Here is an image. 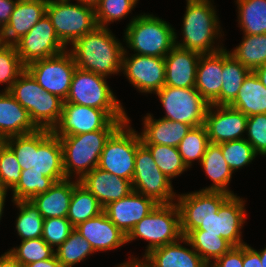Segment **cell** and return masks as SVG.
<instances>
[{
  "instance_id": "cell-9",
  "label": "cell",
  "mask_w": 266,
  "mask_h": 267,
  "mask_svg": "<svg viewBox=\"0 0 266 267\" xmlns=\"http://www.w3.org/2000/svg\"><path fill=\"white\" fill-rule=\"evenodd\" d=\"M46 14L51 19L56 35L66 47L97 26L95 8L81 2L72 4L70 0H50Z\"/></svg>"
},
{
  "instance_id": "cell-8",
  "label": "cell",
  "mask_w": 266,
  "mask_h": 267,
  "mask_svg": "<svg viewBox=\"0 0 266 267\" xmlns=\"http://www.w3.org/2000/svg\"><path fill=\"white\" fill-rule=\"evenodd\" d=\"M130 121L128 118L107 139L98 168L132 181L136 151L142 141L140 135L129 125Z\"/></svg>"
},
{
  "instance_id": "cell-34",
  "label": "cell",
  "mask_w": 266,
  "mask_h": 267,
  "mask_svg": "<svg viewBox=\"0 0 266 267\" xmlns=\"http://www.w3.org/2000/svg\"><path fill=\"white\" fill-rule=\"evenodd\" d=\"M103 207L97 198L80 182L74 187L67 214L68 220L75 228L80 223L98 216Z\"/></svg>"
},
{
  "instance_id": "cell-24",
  "label": "cell",
  "mask_w": 266,
  "mask_h": 267,
  "mask_svg": "<svg viewBox=\"0 0 266 267\" xmlns=\"http://www.w3.org/2000/svg\"><path fill=\"white\" fill-rule=\"evenodd\" d=\"M80 183L97 198L103 208L110 202L128 196L133 191L132 181L98 167L87 173Z\"/></svg>"
},
{
  "instance_id": "cell-47",
  "label": "cell",
  "mask_w": 266,
  "mask_h": 267,
  "mask_svg": "<svg viewBox=\"0 0 266 267\" xmlns=\"http://www.w3.org/2000/svg\"><path fill=\"white\" fill-rule=\"evenodd\" d=\"M21 166L13 151L0 141V175L7 190H12L21 178Z\"/></svg>"
},
{
  "instance_id": "cell-51",
  "label": "cell",
  "mask_w": 266,
  "mask_h": 267,
  "mask_svg": "<svg viewBox=\"0 0 266 267\" xmlns=\"http://www.w3.org/2000/svg\"><path fill=\"white\" fill-rule=\"evenodd\" d=\"M243 267H262L259 253L247 243L243 245Z\"/></svg>"
},
{
  "instance_id": "cell-42",
  "label": "cell",
  "mask_w": 266,
  "mask_h": 267,
  "mask_svg": "<svg viewBox=\"0 0 266 267\" xmlns=\"http://www.w3.org/2000/svg\"><path fill=\"white\" fill-rule=\"evenodd\" d=\"M10 254L23 266L55 255V249L40 237L21 241L18 247L9 250Z\"/></svg>"
},
{
  "instance_id": "cell-58",
  "label": "cell",
  "mask_w": 266,
  "mask_h": 267,
  "mask_svg": "<svg viewBox=\"0 0 266 267\" xmlns=\"http://www.w3.org/2000/svg\"><path fill=\"white\" fill-rule=\"evenodd\" d=\"M76 1L95 8L101 0H76Z\"/></svg>"
},
{
  "instance_id": "cell-53",
  "label": "cell",
  "mask_w": 266,
  "mask_h": 267,
  "mask_svg": "<svg viewBox=\"0 0 266 267\" xmlns=\"http://www.w3.org/2000/svg\"><path fill=\"white\" fill-rule=\"evenodd\" d=\"M25 267H63V265L54 255L52 258L36 261L26 265Z\"/></svg>"
},
{
  "instance_id": "cell-54",
  "label": "cell",
  "mask_w": 266,
  "mask_h": 267,
  "mask_svg": "<svg viewBox=\"0 0 266 267\" xmlns=\"http://www.w3.org/2000/svg\"><path fill=\"white\" fill-rule=\"evenodd\" d=\"M0 267H23L9 251L0 256Z\"/></svg>"
},
{
  "instance_id": "cell-43",
  "label": "cell",
  "mask_w": 266,
  "mask_h": 267,
  "mask_svg": "<svg viewBox=\"0 0 266 267\" xmlns=\"http://www.w3.org/2000/svg\"><path fill=\"white\" fill-rule=\"evenodd\" d=\"M138 0H101L95 7L97 26L108 28V24L119 21L135 8Z\"/></svg>"
},
{
  "instance_id": "cell-27",
  "label": "cell",
  "mask_w": 266,
  "mask_h": 267,
  "mask_svg": "<svg viewBox=\"0 0 266 267\" xmlns=\"http://www.w3.org/2000/svg\"><path fill=\"white\" fill-rule=\"evenodd\" d=\"M37 130L28 111L8 91H2L0 93V141Z\"/></svg>"
},
{
  "instance_id": "cell-46",
  "label": "cell",
  "mask_w": 266,
  "mask_h": 267,
  "mask_svg": "<svg viewBox=\"0 0 266 267\" xmlns=\"http://www.w3.org/2000/svg\"><path fill=\"white\" fill-rule=\"evenodd\" d=\"M218 145L221 147L223 157L233 173L249 165L257 156L253 147L245 138L224 142Z\"/></svg>"
},
{
  "instance_id": "cell-40",
  "label": "cell",
  "mask_w": 266,
  "mask_h": 267,
  "mask_svg": "<svg viewBox=\"0 0 266 267\" xmlns=\"http://www.w3.org/2000/svg\"><path fill=\"white\" fill-rule=\"evenodd\" d=\"M210 144L208 132L205 125L193 127L177 146L182 160L189 169L194 160L201 163L207 146Z\"/></svg>"
},
{
  "instance_id": "cell-41",
  "label": "cell",
  "mask_w": 266,
  "mask_h": 267,
  "mask_svg": "<svg viewBox=\"0 0 266 267\" xmlns=\"http://www.w3.org/2000/svg\"><path fill=\"white\" fill-rule=\"evenodd\" d=\"M145 146L150 150L160 171L170 180L181 176L180 174L188 169L184 164L177 147L160 144Z\"/></svg>"
},
{
  "instance_id": "cell-2",
  "label": "cell",
  "mask_w": 266,
  "mask_h": 267,
  "mask_svg": "<svg viewBox=\"0 0 266 267\" xmlns=\"http://www.w3.org/2000/svg\"><path fill=\"white\" fill-rule=\"evenodd\" d=\"M187 6L183 18L181 43L177 41L175 32V45L183 49L204 54H213L223 50L220 44L214 46L215 40L222 37L219 17L211 0H186ZM221 30V31H220Z\"/></svg>"
},
{
  "instance_id": "cell-18",
  "label": "cell",
  "mask_w": 266,
  "mask_h": 267,
  "mask_svg": "<svg viewBox=\"0 0 266 267\" xmlns=\"http://www.w3.org/2000/svg\"><path fill=\"white\" fill-rule=\"evenodd\" d=\"M247 120L246 115L231 106L209 105L204 125L210 143L221 144L244 139Z\"/></svg>"
},
{
  "instance_id": "cell-16",
  "label": "cell",
  "mask_w": 266,
  "mask_h": 267,
  "mask_svg": "<svg viewBox=\"0 0 266 267\" xmlns=\"http://www.w3.org/2000/svg\"><path fill=\"white\" fill-rule=\"evenodd\" d=\"M245 200L231 195L213 216L202 220L195 230H204V234H221L232 246L246 244L242 240V227L246 220Z\"/></svg>"
},
{
  "instance_id": "cell-28",
  "label": "cell",
  "mask_w": 266,
  "mask_h": 267,
  "mask_svg": "<svg viewBox=\"0 0 266 267\" xmlns=\"http://www.w3.org/2000/svg\"><path fill=\"white\" fill-rule=\"evenodd\" d=\"M144 129L139 133L144 145H166L177 147L191 126L178 121L164 118L154 119L150 113L144 116Z\"/></svg>"
},
{
  "instance_id": "cell-39",
  "label": "cell",
  "mask_w": 266,
  "mask_h": 267,
  "mask_svg": "<svg viewBox=\"0 0 266 267\" xmlns=\"http://www.w3.org/2000/svg\"><path fill=\"white\" fill-rule=\"evenodd\" d=\"M93 253L95 251L90 243L75 228L69 237L55 249V256L63 267H73Z\"/></svg>"
},
{
  "instance_id": "cell-4",
  "label": "cell",
  "mask_w": 266,
  "mask_h": 267,
  "mask_svg": "<svg viewBox=\"0 0 266 267\" xmlns=\"http://www.w3.org/2000/svg\"><path fill=\"white\" fill-rule=\"evenodd\" d=\"M25 108L38 129L53 130L62 113L63 100L46 92L25 70L8 91Z\"/></svg>"
},
{
  "instance_id": "cell-10",
  "label": "cell",
  "mask_w": 266,
  "mask_h": 267,
  "mask_svg": "<svg viewBox=\"0 0 266 267\" xmlns=\"http://www.w3.org/2000/svg\"><path fill=\"white\" fill-rule=\"evenodd\" d=\"M132 186L133 191L153 198L158 204L174 203L177 197L172 181L160 171L143 143L137 147Z\"/></svg>"
},
{
  "instance_id": "cell-56",
  "label": "cell",
  "mask_w": 266,
  "mask_h": 267,
  "mask_svg": "<svg viewBox=\"0 0 266 267\" xmlns=\"http://www.w3.org/2000/svg\"><path fill=\"white\" fill-rule=\"evenodd\" d=\"M128 259L129 260L127 262L121 263L117 267H145L138 258L130 257Z\"/></svg>"
},
{
  "instance_id": "cell-30",
  "label": "cell",
  "mask_w": 266,
  "mask_h": 267,
  "mask_svg": "<svg viewBox=\"0 0 266 267\" xmlns=\"http://www.w3.org/2000/svg\"><path fill=\"white\" fill-rule=\"evenodd\" d=\"M200 165L206 176L213 181L209 187L200 189V191H222L230 195H237L228 188L233 171L224 159L221 147L218 144L210 143L207 146Z\"/></svg>"
},
{
  "instance_id": "cell-55",
  "label": "cell",
  "mask_w": 266,
  "mask_h": 267,
  "mask_svg": "<svg viewBox=\"0 0 266 267\" xmlns=\"http://www.w3.org/2000/svg\"><path fill=\"white\" fill-rule=\"evenodd\" d=\"M254 72L263 84V86L266 87V63L256 68Z\"/></svg>"
},
{
  "instance_id": "cell-23",
  "label": "cell",
  "mask_w": 266,
  "mask_h": 267,
  "mask_svg": "<svg viewBox=\"0 0 266 267\" xmlns=\"http://www.w3.org/2000/svg\"><path fill=\"white\" fill-rule=\"evenodd\" d=\"M201 54L174 46L164 57L165 86L175 88L195 87L197 65Z\"/></svg>"
},
{
  "instance_id": "cell-61",
  "label": "cell",
  "mask_w": 266,
  "mask_h": 267,
  "mask_svg": "<svg viewBox=\"0 0 266 267\" xmlns=\"http://www.w3.org/2000/svg\"><path fill=\"white\" fill-rule=\"evenodd\" d=\"M1 191H8V190L4 187L3 181H2V178H1V175H0V192Z\"/></svg>"
},
{
  "instance_id": "cell-17",
  "label": "cell",
  "mask_w": 266,
  "mask_h": 267,
  "mask_svg": "<svg viewBox=\"0 0 266 267\" xmlns=\"http://www.w3.org/2000/svg\"><path fill=\"white\" fill-rule=\"evenodd\" d=\"M124 49L122 73L141 93H156L165 86V59L161 57L131 54Z\"/></svg>"
},
{
  "instance_id": "cell-50",
  "label": "cell",
  "mask_w": 266,
  "mask_h": 267,
  "mask_svg": "<svg viewBox=\"0 0 266 267\" xmlns=\"http://www.w3.org/2000/svg\"><path fill=\"white\" fill-rule=\"evenodd\" d=\"M209 267H243V245L232 246L221 257L214 260Z\"/></svg>"
},
{
  "instance_id": "cell-6",
  "label": "cell",
  "mask_w": 266,
  "mask_h": 267,
  "mask_svg": "<svg viewBox=\"0 0 266 267\" xmlns=\"http://www.w3.org/2000/svg\"><path fill=\"white\" fill-rule=\"evenodd\" d=\"M114 131L97 130L59 137L63 150L65 177L71 179L73 176L80 181L87 173L98 167L105 142Z\"/></svg>"
},
{
  "instance_id": "cell-26",
  "label": "cell",
  "mask_w": 266,
  "mask_h": 267,
  "mask_svg": "<svg viewBox=\"0 0 266 267\" xmlns=\"http://www.w3.org/2000/svg\"><path fill=\"white\" fill-rule=\"evenodd\" d=\"M47 0H17L3 28L5 44H14L46 14Z\"/></svg>"
},
{
  "instance_id": "cell-11",
  "label": "cell",
  "mask_w": 266,
  "mask_h": 267,
  "mask_svg": "<svg viewBox=\"0 0 266 267\" xmlns=\"http://www.w3.org/2000/svg\"><path fill=\"white\" fill-rule=\"evenodd\" d=\"M155 94L166 111L162 118L182 122L192 128L204 125L209 104L195 87L164 86Z\"/></svg>"
},
{
  "instance_id": "cell-52",
  "label": "cell",
  "mask_w": 266,
  "mask_h": 267,
  "mask_svg": "<svg viewBox=\"0 0 266 267\" xmlns=\"http://www.w3.org/2000/svg\"><path fill=\"white\" fill-rule=\"evenodd\" d=\"M17 0H0V27L3 29L13 12Z\"/></svg>"
},
{
  "instance_id": "cell-29",
  "label": "cell",
  "mask_w": 266,
  "mask_h": 267,
  "mask_svg": "<svg viewBox=\"0 0 266 267\" xmlns=\"http://www.w3.org/2000/svg\"><path fill=\"white\" fill-rule=\"evenodd\" d=\"M72 179L66 178L55 182L47 192L38 194L30 200L44 219L67 217L73 189L80 182Z\"/></svg>"
},
{
  "instance_id": "cell-15",
  "label": "cell",
  "mask_w": 266,
  "mask_h": 267,
  "mask_svg": "<svg viewBox=\"0 0 266 267\" xmlns=\"http://www.w3.org/2000/svg\"><path fill=\"white\" fill-rule=\"evenodd\" d=\"M231 195L222 191H195L178 194L175 202L180 213L182 236L197 229L202 220L213 216Z\"/></svg>"
},
{
  "instance_id": "cell-3",
  "label": "cell",
  "mask_w": 266,
  "mask_h": 267,
  "mask_svg": "<svg viewBox=\"0 0 266 267\" xmlns=\"http://www.w3.org/2000/svg\"><path fill=\"white\" fill-rule=\"evenodd\" d=\"M131 18L123 38L135 54L164 58L175 46V29L153 14Z\"/></svg>"
},
{
  "instance_id": "cell-32",
  "label": "cell",
  "mask_w": 266,
  "mask_h": 267,
  "mask_svg": "<svg viewBox=\"0 0 266 267\" xmlns=\"http://www.w3.org/2000/svg\"><path fill=\"white\" fill-rule=\"evenodd\" d=\"M223 84L221 87V106H229L236 98L243 80L250 70L231 53L223 49Z\"/></svg>"
},
{
  "instance_id": "cell-36",
  "label": "cell",
  "mask_w": 266,
  "mask_h": 267,
  "mask_svg": "<svg viewBox=\"0 0 266 267\" xmlns=\"http://www.w3.org/2000/svg\"><path fill=\"white\" fill-rule=\"evenodd\" d=\"M230 53L250 71L266 63V33L244 34L241 43Z\"/></svg>"
},
{
  "instance_id": "cell-25",
  "label": "cell",
  "mask_w": 266,
  "mask_h": 267,
  "mask_svg": "<svg viewBox=\"0 0 266 267\" xmlns=\"http://www.w3.org/2000/svg\"><path fill=\"white\" fill-rule=\"evenodd\" d=\"M183 237L178 241L152 249L140 262L145 267H209L192 248H186Z\"/></svg>"
},
{
  "instance_id": "cell-31",
  "label": "cell",
  "mask_w": 266,
  "mask_h": 267,
  "mask_svg": "<svg viewBox=\"0 0 266 267\" xmlns=\"http://www.w3.org/2000/svg\"><path fill=\"white\" fill-rule=\"evenodd\" d=\"M229 106L247 117L266 113V87L254 71H250L245 77L235 100Z\"/></svg>"
},
{
  "instance_id": "cell-22",
  "label": "cell",
  "mask_w": 266,
  "mask_h": 267,
  "mask_svg": "<svg viewBox=\"0 0 266 267\" xmlns=\"http://www.w3.org/2000/svg\"><path fill=\"white\" fill-rule=\"evenodd\" d=\"M223 50L200 56L195 88L209 105L221 106V87L223 84Z\"/></svg>"
},
{
  "instance_id": "cell-60",
  "label": "cell",
  "mask_w": 266,
  "mask_h": 267,
  "mask_svg": "<svg viewBox=\"0 0 266 267\" xmlns=\"http://www.w3.org/2000/svg\"><path fill=\"white\" fill-rule=\"evenodd\" d=\"M5 45L3 37V29L0 27V48Z\"/></svg>"
},
{
  "instance_id": "cell-19",
  "label": "cell",
  "mask_w": 266,
  "mask_h": 267,
  "mask_svg": "<svg viewBox=\"0 0 266 267\" xmlns=\"http://www.w3.org/2000/svg\"><path fill=\"white\" fill-rule=\"evenodd\" d=\"M158 203L151 197L132 191L128 196L110 202L103 208L108 218L126 236Z\"/></svg>"
},
{
  "instance_id": "cell-57",
  "label": "cell",
  "mask_w": 266,
  "mask_h": 267,
  "mask_svg": "<svg viewBox=\"0 0 266 267\" xmlns=\"http://www.w3.org/2000/svg\"><path fill=\"white\" fill-rule=\"evenodd\" d=\"M7 194V191H1L0 192V220H1V217H2V214H3V209H4V206H5V199H6V195Z\"/></svg>"
},
{
  "instance_id": "cell-59",
  "label": "cell",
  "mask_w": 266,
  "mask_h": 267,
  "mask_svg": "<svg viewBox=\"0 0 266 267\" xmlns=\"http://www.w3.org/2000/svg\"><path fill=\"white\" fill-rule=\"evenodd\" d=\"M257 252L260 255L262 267H266V247L264 249H261L260 251H257Z\"/></svg>"
},
{
  "instance_id": "cell-33",
  "label": "cell",
  "mask_w": 266,
  "mask_h": 267,
  "mask_svg": "<svg viewBox=\"0 0 266 267\" xmlns=\"http://www.w3.org/2000/svg\"><path fill=\"white\" fill-rule=\"evenodd\" d=\"M183 243L193 248L208 265L232 247L221 234H204V230L191 231L186 237L183 236Z\"/></svg>"
},
{
  "instance_id": "cell-35",
  "label": "cell",
  "mask_w": 266,
  "mask_h": 267,
  "mask_svg": "<svg viewBox=\"0 0 266 267\" xmlns=\"http://www.w3.org/2000/svg\"><path fill=\"white\" fill-rule=\"evenodd\" d=\"M238 25L244 34L266 33V0H236Z\"/></svg>"
},
{
  "instance_id": "cell-48",
  "label": "cell",
  "mask_w": 266,
  "mask_h": 267,
  "mask_svg": "<svg viewBox=\"0 0 266 267\" xmlns=\"http://www.w3.org/2000/svg\"><path fill=\"white\" fill-rule=\"evenodd\" d=\"M74 230L67 217L46 218L43 222L42 238L53 249H56L69 237Z\"/></svg>"
},
{
  "instance_id": "cell-37",
  "label": "cell",
  "mask_w": 266,
  "mask_h": 267,
  "mask_svg": "<svg viewBox=\"0 0 266 267\" xmlns=\"http://www.w3.org/2000/svg\"><path fill=\"white\" fill-rule=\"evenodd\" d=\"M19 209L16 230L23 240L42 237L44 218L31 201H12Z\"/></svg>"
},
{
  "instance_id": "cell-12",
  "label": "cell",
  "mask_w": 266,
  "mask_h": 267,
  "mask_svg": "<svg viewBox=\"0 0 266 267\" xmlns=\"http://www.w3.org/2000/svg\"><path fill=\"white\" fill-rule=\"evenodd\" d=\"M76 67L74 58L67 49L58 55L31 62L26 70L46 92L65 101Z\"/></svg>"
},
{
  "instance_id": "cell-21",
  "label": "cell",
  "mask_w": 266,
  "mask_h": 267,
  "mask_svg": "<svg viewBox=\"0 0 266 267\" xmlns=\"http://www.w3.org/2000/svg\"><path fill=\"white\" fill-rule=\"evenodd\" d=\"M32 169L50 177L54 182L66 179L62 145L59 137L51 130H37V152Z\"/></svg>"
},
{
  "instance_id": "cell-45",
  "label": "cell",
  "mask_w": 266,
  "mask_h": 267,
  "mask_svg": "<svg viewBox=\"0 0 266 267\" xmlns=\"http://www.w3.org/2000/svg\"><path fill=\"white\" fill-rule=\"evenodd\" d=\"M3 142L13 151L22 170L34 167L35 152H37V131L18 136H11Z\"/></svg>"
},
{
  "instance_id": "cell-7",
  "label": "cell",
  "mask_w": 266,
  "mask_h": 267,
  "mask_svg": "<svg viewBox=\"0 0 266 267\" xmlns=\"http://www.w3.org/2000/svg\"><path fill=\"white\" fill-rule=\"evenodd\" d=\"M180 213L176 202L158 204L141 219L127 235V243L138 238L148 242L145 254L152 249L178 241L182 238Z\"/></svg>"
},
{
  "instance_id": "cell-1",
  "label": "cell",
  "mask_w": 266,
  "mask_h": 267,
  "mask_svg": "<svg viewBox=\"0 0 266 267\" xmlns=\"http://www.w3.org/2000/svg\"><path fill=\"white\" fill-rule=\"evenodd\" d=\"M124 49L109 28L96 26L77 39L68 50L78 68L108 78L122 71Z\"/></svg>"
},
{
  "instance_id": "cell-5",
  "label": "cell",
  "mask_w": 266,
  "mask_h": 267,
  "mask_svg": "<svg viewBox=\"0 0 266 267\" xmlns=\"http://www.w3.org/2000/svg\"><path fill=\"white\" fill-rule=\"evenodd\" d=\"M106 77L76 67L63 103L105 110L114 120H128L123 105L109 87Z\"/></svg>"
},
{
  "instance_id": "cell-49",
  "label": "cell",
  "mask_w": 266,
  "mask_h": 267,
  "mask_svg": "<svg viewBox=\"0 0 266 267\" xmlns=\"http://www.w3.org/2000/svg\"><path fill=\"white\" fill-rule=\"evenodd\" d=\"M245 137L258 155H266V113L248 116Z\"/></svg>"
},
{
  "instance_id": "cell-38",
  "label": "cell",
  "mask_w": 266,
  "mask_h": 267,
  "mask_svg": "<svg viewBox=\"0 0 266 267\" xmlns=\"http://www.w3.org/2000/svg\"><path fill=\"white\" fill-rule=\"evenodd\" d=\"M55 182L36 170H22L20 181L12 189V201H30L34 196L47 192Z\"/></svg>"
},
{
  "instance_id": "cell-20",
  "label": "cell",
  "mask_w": 266,
  "mask_h": 267,
  "mask_svg": "<svg viewBox=\"0 0 266 267\" xmlns=\"http://www.w3.org/2000/svg\"><path fill=\"white\" fill-rule=\"evenodd\" d=\"M82 237L91 245L95 252L110 251L127 243L124 234L103 211L75 227Z\"/></svg>"
},
{
  "instance_id": "cell-13",
  "label": "cell",
  "mask_w": 266,
  "mask_h": 267,
  "mask_svg": "<svg viewBox=\"0 0 266 267\" xmlns=\"http://www.w3.org/2000/svg\"><path fill=\"white\" fill-rule=\"evenodd\" d=\"M127 120H114L105 110L63 103L61 117L52 132L58 136L78 135L97 130H116Z\"/></svg>"
},
{
  "instance_id": "cell-44",
  "label": "cell",
  "mask_w": 266,
  "mask_h": 267,
  "mask_svg": "<svg viewBox=\"0 0 266 267\" xmlns=\"http://www.w3.org/2000/svg\"><path fill=\"white\" fill-rule=\"evenodd\" d=\"M26 70L14 44L0 48V84H7L3 91H9L13 83Z\"/></svg>"
},
{
  "instance_id": "cell-14",
  "label": "cell",
  "mask_w": 266,
  "mask_h": 267,
  "mask_svg": "<svg viewBox=\"0 0 266 267\" xmlns=\"http://www.w3.org/2000/svg\"><path fill=\"white\" fill-rule=\"evenodd\" d=\"M14 45L25 66L33 61L58 55L69 48L56 35L54 26L47 14Z\"/></svg>"
}]
</instances>
